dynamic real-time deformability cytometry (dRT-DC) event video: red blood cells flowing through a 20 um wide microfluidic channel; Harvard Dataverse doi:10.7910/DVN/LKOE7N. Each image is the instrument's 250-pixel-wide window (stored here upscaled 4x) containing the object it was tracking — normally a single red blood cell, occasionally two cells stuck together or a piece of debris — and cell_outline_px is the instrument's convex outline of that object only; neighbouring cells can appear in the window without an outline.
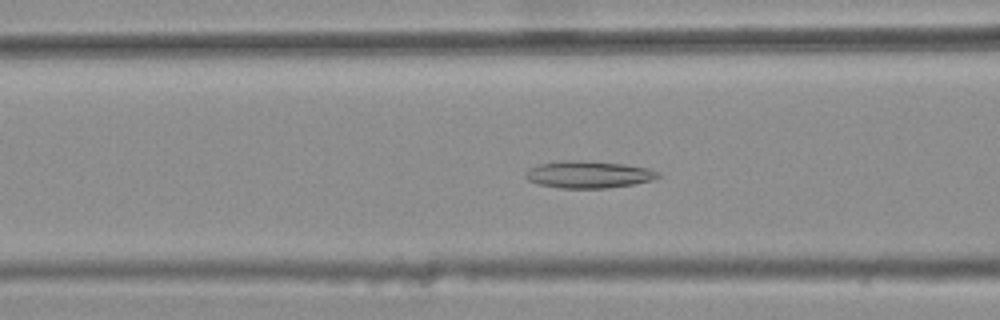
{"species": "common noctule bat (a hibernating species)", "species_latin": "Nyctalus noctula", "temperature_condition": "warm", "stored_images_in_passage": 44, "camera_frame_rate_fps": 3000, "um_per_image_px": 0.085, "animal": {"sex": "female", "body_mass_g": 25.1}, "frame": {"image": 1, "passage_image": 20, "time_ms": 6.333, "image_size_px": [1000, 320], "cell_outline_px": [[660, 176], [652, 180], [632, 184], [608, 188], [560, 188], [540, 184], [528, 180], [524, 176], [528, 168], [540, 164], [564, 160], [580, 160], [624, 164], [648, 168], [660, 172]], "centroid_in_image_um": [50.02, 14.83], "position_along_channel_um": 116.6, "area_um2": 20.87}}
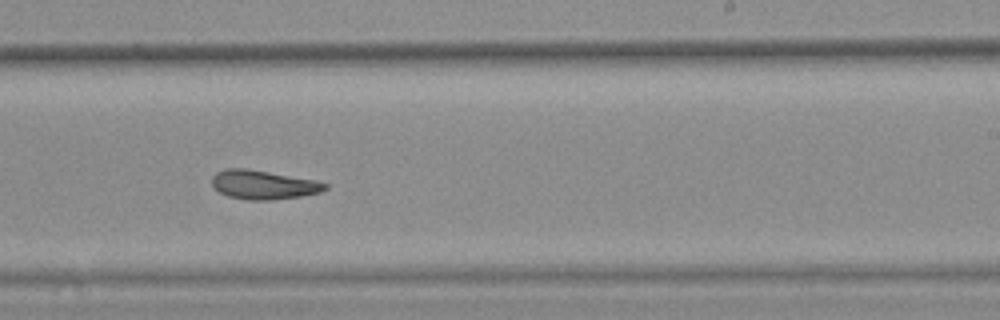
{"frame": {"image": 2, "passage_image": 32, "time_ms": 10.333, "image_size_px": [1000, 320], "cell_outline_px": [[328, 188], [320, 192], [300, 196], [272, 200], [248, 200], [228, 196], [220, 192], [212, 184], [212, 176], [216, 172], [224, 168], [244, 168], [316, 180], [328, 184]], "centroid_in_image_um": [22.38, 15.7], "position_along_channel_um": 266.6, "area_um2": 19.02}}
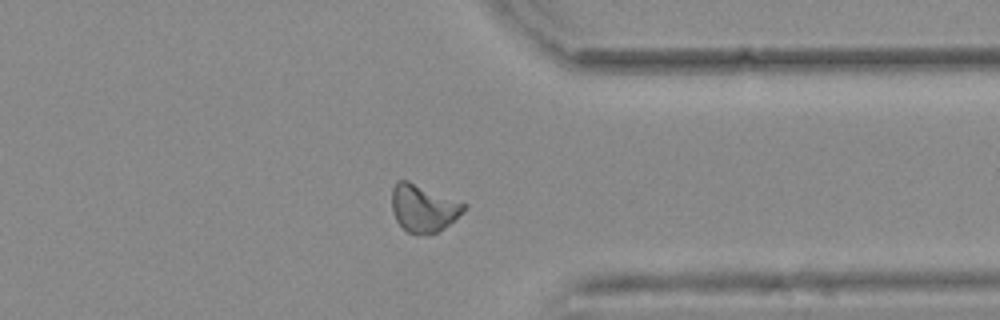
{"frame": {"image": 3, "passage_image": 41, "time_ms": 13.333, "image_size_px": [1000, 320], "cell_outline_px": [[468, 204], [464, 212], [444, 228], [428, 236], [416, 236], [408, 232], [396, 220], [392, 208], [392, 188], [396, 180], [408, 180]], "centroid_in_image_um": [36.0, 17.71], "position_along_channel_um": 375.4, "area_um2": 20.23}, "authors_computed_cell_mechanics": {"area_um2": 20.0277, "velocity_mm_per_s": 3.7594, "shape_relaxation_time_tau1_ms": null, "shape_relaxation_time_tau2_ms": 5.057, "deformation_change_tau1": null, "deformation_change_tau2": 0.1219}}